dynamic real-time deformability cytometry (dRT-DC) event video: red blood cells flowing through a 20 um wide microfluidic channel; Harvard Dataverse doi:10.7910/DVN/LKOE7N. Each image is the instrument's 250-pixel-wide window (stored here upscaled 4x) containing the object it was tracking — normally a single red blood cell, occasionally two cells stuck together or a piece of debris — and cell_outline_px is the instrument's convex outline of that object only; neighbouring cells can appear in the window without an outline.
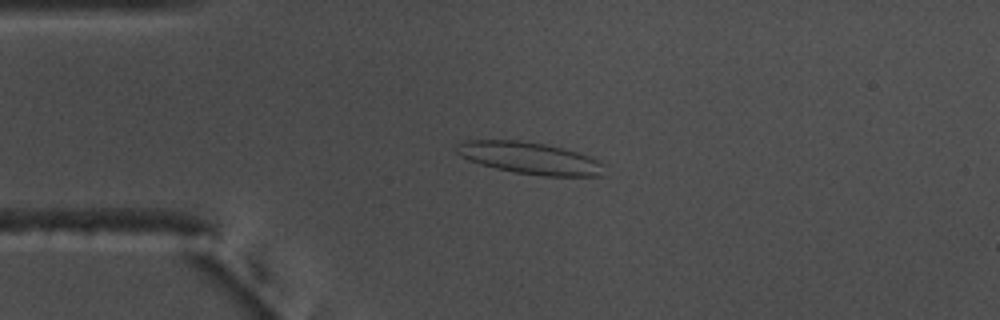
{"species": "common noctule bat (a hibernating species)", "species_latin": "Nyctalus noctula", "temperature_condition": "warm", "stored_images_in_passage": 54, "camera_frame_rate_fps": 3000, "um_per_image_px": 0.085, "animal": {"sex": "male", "body_mass_g": 17.5, "forearm_length_mm": 52.3}, "frame": {"image": 1, "passage_image": 12, "time_ms": 3.667, "image_size_px": [1000, 320], "cell_outline_px": [[604, 176], [544, 176], [516, 172], [496, 168], [480, 164], [468, 160], [460, 156], [456, 152], [456, 144], [468, 140], [520, 140], [544, 144], [564, 148], [580, 152], [592, 156], [604, 164]], "centroid_in_image_um": [45.07, 13.44], "position_along_channel_um": 39.9, "area_um2": 27.69}}
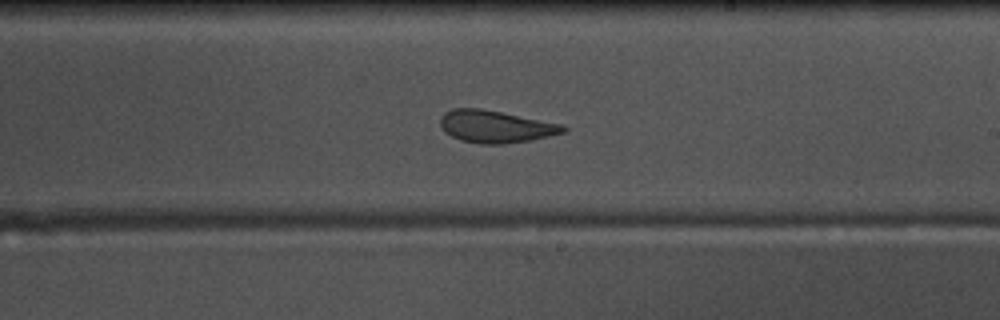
{"frame": {"image": 2, "passage_image": 31, "time_ms": 10.0, "image_size_px": [1000, 320], "cell_outline_px": [[568, 128], [564, 132], [532, 140], [504, 144], [480, 144], [460, 140], [444, 132], [440, 124], [440, 116], [444, 112], [452, 108], [480, 108], [564, 124]], "centroid_in_image_um": [42.11, 10.75], "position_along_channel_um": 246.9, "area_um2": 23.29}}
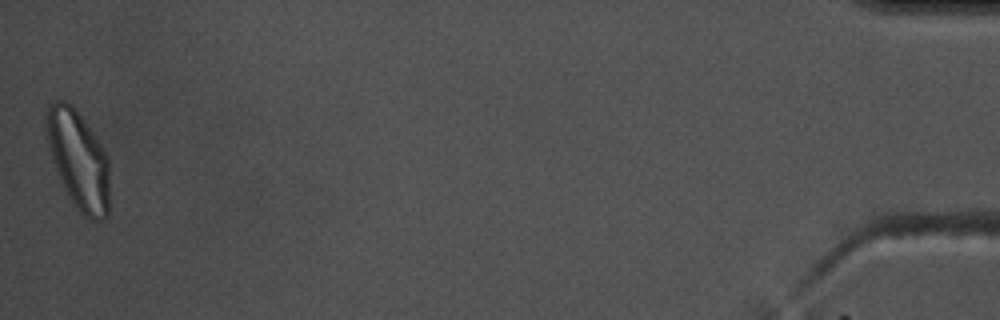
{"frame": {"image": 3, "passage_image": 54, "time_ms": 17.667, "image_size_px": [1000, 320], "cell_outline_px": [[108, 216], [104, 220], [88, 220], [76, 208], [56, 168], [48, 148], [44, 120], [44, 112], [48, 104], [56, 100], [64, 100], [80, 116], [104, 148], [108, 156]], "centroid_in_image_um": [6.65, 13.57], "position_along_channel_um": 428.6, "area_um2": 35.89}, "authors_computed_cell_mechanics": {"area_um2": 26.8481, "velocity_mm_per_s": 3.6649, "shape_relaxation_time_tau1_ms": null, "shape_relaxation_time_tau2_ms": 1.8576, "deformation_change_tau1": null, "deformation_change_tau2": 0.0878}}